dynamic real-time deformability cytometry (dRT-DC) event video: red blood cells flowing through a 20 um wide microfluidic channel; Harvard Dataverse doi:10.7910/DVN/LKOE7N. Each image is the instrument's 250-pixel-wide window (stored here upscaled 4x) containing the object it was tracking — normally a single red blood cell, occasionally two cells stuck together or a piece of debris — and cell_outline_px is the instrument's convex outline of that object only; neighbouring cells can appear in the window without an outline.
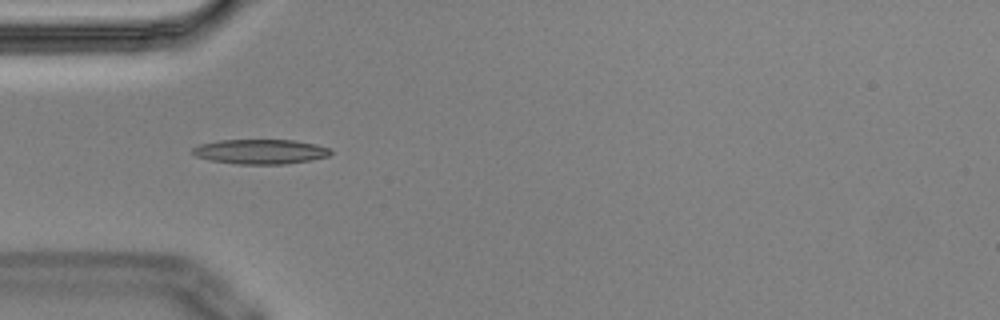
{"species": "Egyptian fruit bat (a non-hibernating species)", "species_latin": "Rousettus aegyptiacus", "temperature_condition": "cold", "stored_images_in_passage": 6, "camera_frame_rate_fps": 3000, "um_per_image_px": 0.085, "animal": {"sex": "male"}, "frame": {"image": 1, "passage_image": 3, "time_ms": 0.667, "image_size_px": [1000, 320], "cell_outline_px": [[332, 152], [328, 156], [312, 160], [284, 164], [236, 164], [208, 160], [196, 156], [192, 152], [192, 148], [200, 144], [220, 140], [296, 140], [316, 144], [332, 148]], "centroid_in_image_um": [22.16, 12.89], "position_along_channel_um": 62.8, "area_um2": 20.06}}
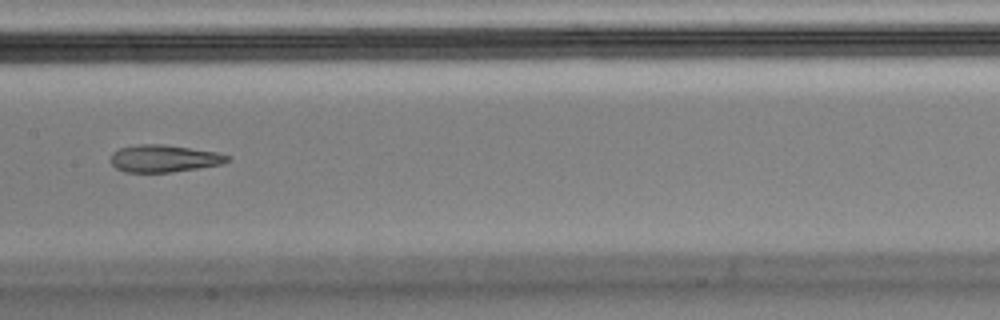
{"frame": {"image": 2, "passage_image": 6, "time_ms": 1.667, "image_size_px": [1000, 320], "cell_outline_px": [[232, 160], [220, 164], [172, 172], [124, 172], [116, 168], [112, 164], [112, 152], [120, 148], [136, 144], [164, 144], [220, 152], [232, 156]], "centroid_in_image_um": [13.98, 13.46], "position_along_channel_um": 193.4, "area_um2": 18.67}}